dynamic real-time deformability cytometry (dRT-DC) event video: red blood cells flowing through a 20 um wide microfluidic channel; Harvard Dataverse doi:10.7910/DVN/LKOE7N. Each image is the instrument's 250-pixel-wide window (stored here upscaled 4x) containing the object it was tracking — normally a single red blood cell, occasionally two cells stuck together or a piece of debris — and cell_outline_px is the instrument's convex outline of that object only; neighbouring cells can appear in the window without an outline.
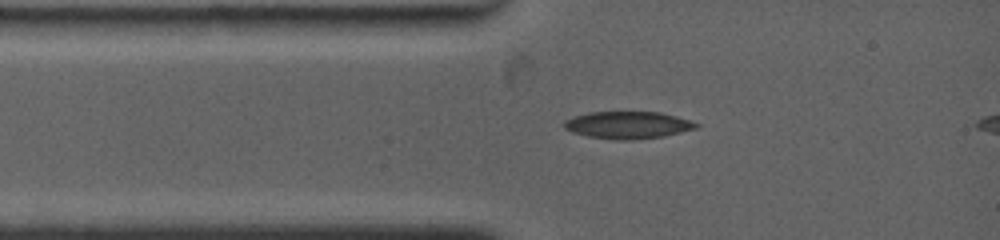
{"species": "common noctule bat (a hibernating species)", "species_latin": "Nyctalus noctula", "temperature_condition": "warm", "stored_images_in_passage": 4, "camera_frame_rate_fps": 4500, "um_per_image_px": 0.085, "animal": {"sex": "female", "body_mass_g": 19.0, "forearm_length_mm": 53.3}, "frame": {"image": 1, "passage_image": 1, "time_ms": 0.0, "image_size_px": [1000, 240], "cell_outline_px": [[700, 124], [696, 128], [664, 136], [632, 140], [616, 140], [588, 136], [572, 132], [564, 128], [564, 120], [588, 112], [660, 112], [676, 116]], "centroid_in_image_um": [53.35, 10.63], "position_along_channel_um": 31.6, "area_um2": 20.81}}
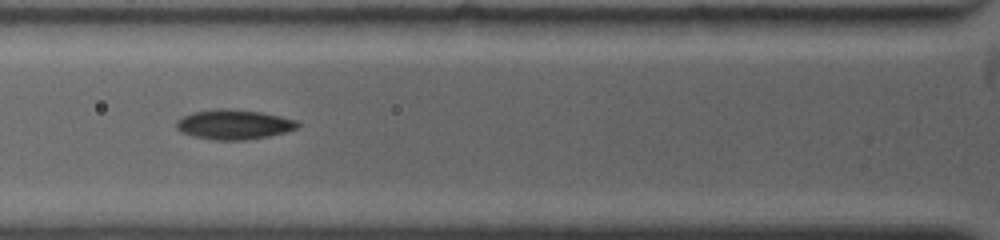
{"frame": {"image": 2, "passage_image": 3, "time_ms": 2.0, "image_size_px": [1000, 240], "cell_outline_px": [[300, 124], [296, 128], [284, 132], [268, 136], [244, 140], [212, 140], [196, 136], [184, 132], [176, 128], [176, 120], [192, 112], [216, 108], [224, 108], [260, 112], [280, 116], [296, 120]], "centroid_in_image_um": [19.87, 10.57], "position_along_channel_um": 105.9, "area_um2": 20.81}}
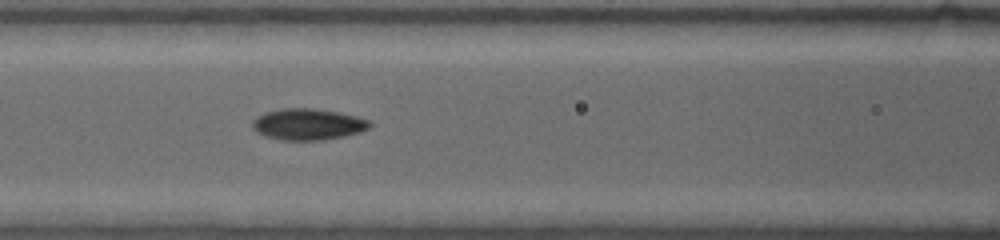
{"frame": {"image": 3, "passage_image": 4, "time_ms": 2.889, "image_size_px": [1000, 240], "cell_outline_px": [[372, 124], [368, 128], [360, 132], [344, 136], [324, 140], [284, 140], [268, 136], [256, 132], [252, 128], [252, 120], [256, 116], [264, 112], [280, 108], [312, 108], [336, 112], [356, 116], [368, 120]], "centroid_in_image_um": [26.14, 10.56], "position_along_channel_um": 140.5, "area_um2": 21.39}}